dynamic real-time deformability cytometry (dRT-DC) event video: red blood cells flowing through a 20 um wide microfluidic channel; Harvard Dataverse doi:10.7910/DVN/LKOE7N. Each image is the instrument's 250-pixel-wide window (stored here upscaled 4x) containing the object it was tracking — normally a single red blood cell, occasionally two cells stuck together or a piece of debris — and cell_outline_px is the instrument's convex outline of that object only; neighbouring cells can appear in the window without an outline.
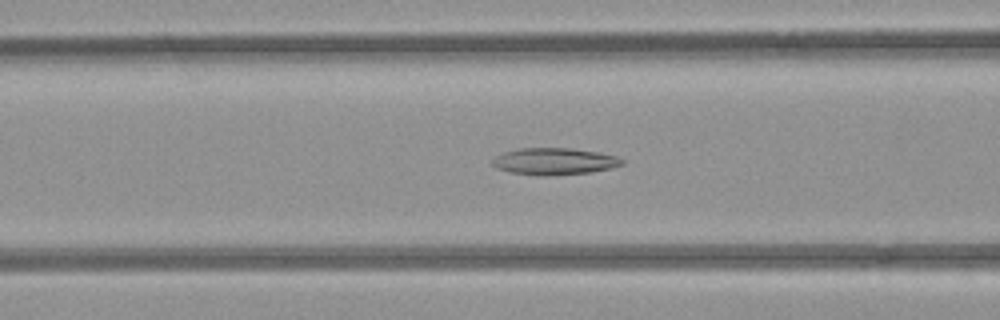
{"species": "common noctule bat (a hibernating species)", "species_latin": "Nyctalus noctula", "temperature_condition": "room temperature", "stored_images_in_passage": 39, "camera_frame_rate_fps": 3000, "um_per_image_px": 0.085, "animal": {"sex": "female", "body_mass_g": 21.9}, "frame": {"image": 1, "passage_image": 7, "time_ms": 2.0, "image_size_px": [1000, 320], "cell_outline_px": [[624, 164], [612, 168], [592, 172], [552, 176], [536, 176], [508, 172], [496, 168], [492, 164], [492, 160], [496, 156], [504, 152], [520, 148], [572, 148], [600, 152], [616, 156], [624, 160]], "centroid_in_image_um": [47.13, 13.73], "position_along_channel_um": 119.5, "area_um2": 20.63}}
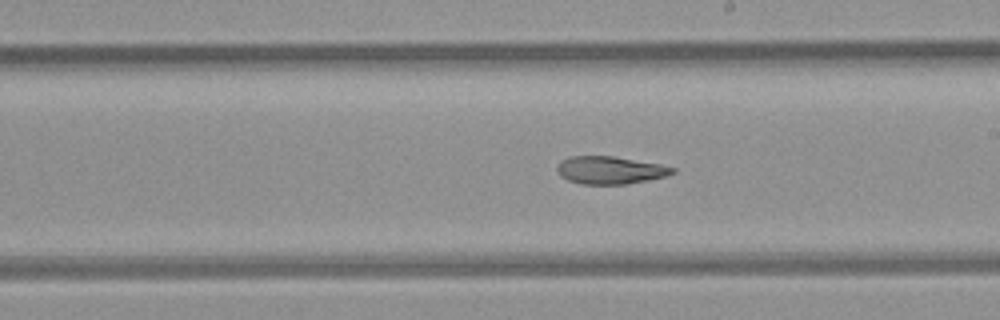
{"frame": {"image": 2, "passage_image": 16, "time_ms": 5.0, "image_size_px": [1000, 320], "cell_outline_px": [[676, 172], [668, 176], [648, 180], [624, 184], [580, 184], [568, 180], [560, 176], [556, 172], [556, 168], [568, 156], [612, 156], [660, 164], [676, 168]], "centroid_in_image_um": [51.88, 14.47], "position_along_channel_um": 237.1, "area_um2": 18.61}}
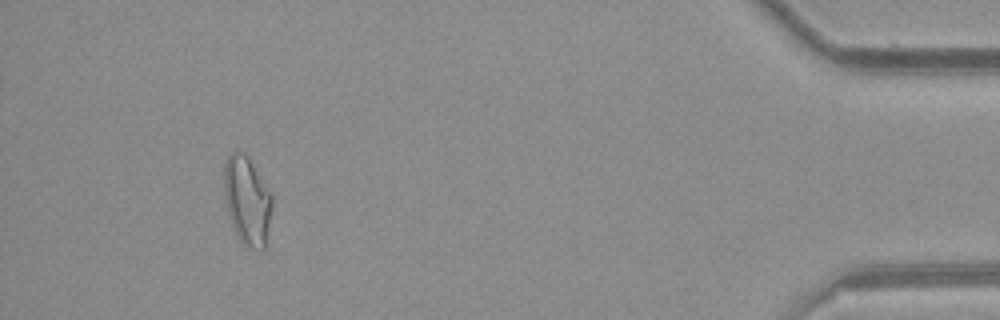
{"frame": {"image": 3, "passage_image": 35, "time_ms": 11.333, "image_size_px": [1000, 320], "cell_outline_px": [[272, 208], [264, 248], [260, 252], [248, 248], [240, 240], [232, 224], [228, 212], [224, 196], [224, 164], [228, 156], [236, 148], [244, 152], [248, 156], [272, 196]], "centroid_in_image_um": [20.99, 17.03], "position_along_channel_um": 414.2, "area_um2": 24.74}, "authors_computed_cell_mechanics": {"area_um2": 20.23, "velocity_mm_per_s": 3.9102, "shape_relaxation_time_tau1_ms": null, "shape_relaxation_time_tau2_ms": 5.8714, "deformation_change_tau1": null, "deformation_change_tau2": 0.1568}}